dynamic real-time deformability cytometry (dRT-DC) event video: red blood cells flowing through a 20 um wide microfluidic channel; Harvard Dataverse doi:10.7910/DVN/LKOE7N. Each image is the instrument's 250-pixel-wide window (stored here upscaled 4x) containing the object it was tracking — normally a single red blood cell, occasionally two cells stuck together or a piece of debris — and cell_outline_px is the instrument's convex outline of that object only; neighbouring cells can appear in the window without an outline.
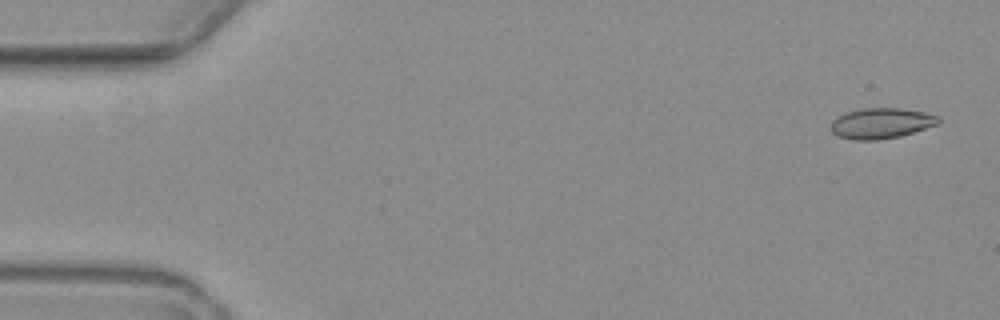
{"species": "common noctule bat (a hibernating species)", "species_latin": "Nyctalus noctula", "temperature_condition": "warm", "stored_images_in_passage": 5, "camera_frame_rate_fps": 3000, "um_per_image_px": 0.085, "animal": {"sex": "female", "body_mass_g": 19.3, "forearm_length_mm": 54.1}, "frame": {"image": 1, "passage_image": 1, "time_ms": 0.0, "image_size_px": [1000, 320], "cell_outline_px": [[940, 124], [900, 136], [880, 140], [852, 140], [836, 136], [832, 132], [832, 120], [836, 116], [844, 112], [864, 108], [900, 108], [924, 112], [940, 116]], "centroid_in_image_um": [74.9, 10.48], "position_along_channel_um": 10.1, "area_um2": 19.42}}
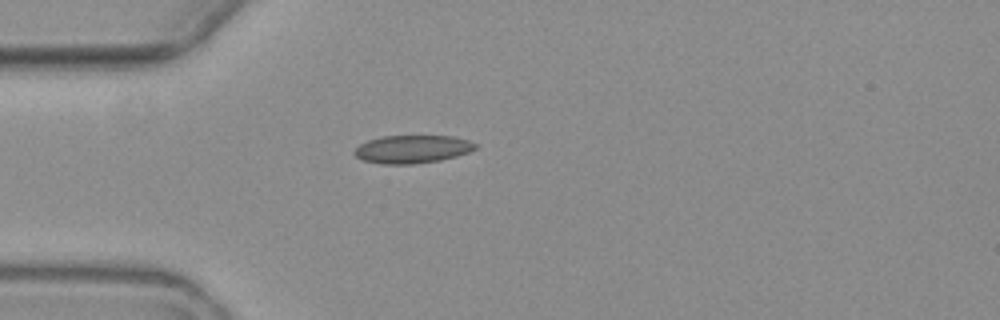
{"frame": {"image": 2, "passage_image": 4, "time_ms": 4.667, "image_size_px": [1000, 320], "cell_outline_px": [[476, 148], [468, 152], [456, 156], [440, 160], [412, 164], [380, 164], [364, 160], [356, 156], [352, 152], [360, 144], [368, 140], [380, 136], [452, 136], [468, 140], [476, 144]], "centroid_in_image_um": [35.02, 12.68], "position_along_channel_um": 50.0, "area_um2": 19.65}}